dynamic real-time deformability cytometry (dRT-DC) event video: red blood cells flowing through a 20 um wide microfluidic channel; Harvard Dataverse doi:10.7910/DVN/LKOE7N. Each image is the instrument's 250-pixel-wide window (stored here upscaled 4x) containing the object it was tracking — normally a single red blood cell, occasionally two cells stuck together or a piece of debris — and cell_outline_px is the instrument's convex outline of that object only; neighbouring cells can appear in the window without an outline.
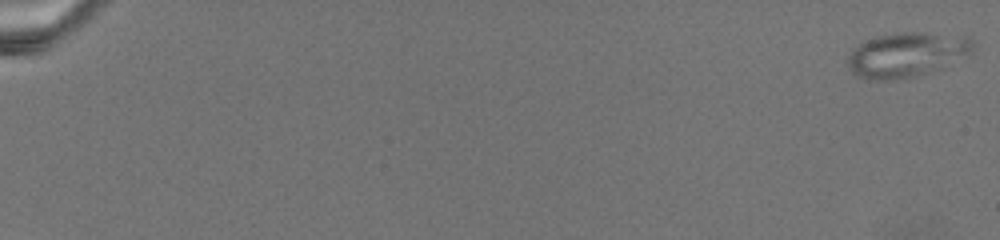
{"species": "common noctule bat (a hibernating species)", "species_latin": "Nyctalus noctula", "temperature_condition": "warm", "stored_images_in_passage": 3, "camera_frame_rate_fps": 3000, "um_per_image_px": 0.085, "animal": {"sex": "female", "body_mass_g": 19.5, "forearm_length_mm": 54.1}, "frame": {"image": 1, "passage_image": 1, "time_ms": 0.0, "image_size_px": [1000, 240], "cell_outline_px": [[976, 48], [972, 52], [940, 68], [904, 80], [872, 80], [856, 76], [852, 72], [848, 64], [848, 56], [852, 48], [856, 44], [884, 32], [920, 32], [968, 36], [976, 44]], "centroid_in_image_um": [77.04, 4.63], "position_along_channel_um": 8.0, "area_um2": 33.23}}